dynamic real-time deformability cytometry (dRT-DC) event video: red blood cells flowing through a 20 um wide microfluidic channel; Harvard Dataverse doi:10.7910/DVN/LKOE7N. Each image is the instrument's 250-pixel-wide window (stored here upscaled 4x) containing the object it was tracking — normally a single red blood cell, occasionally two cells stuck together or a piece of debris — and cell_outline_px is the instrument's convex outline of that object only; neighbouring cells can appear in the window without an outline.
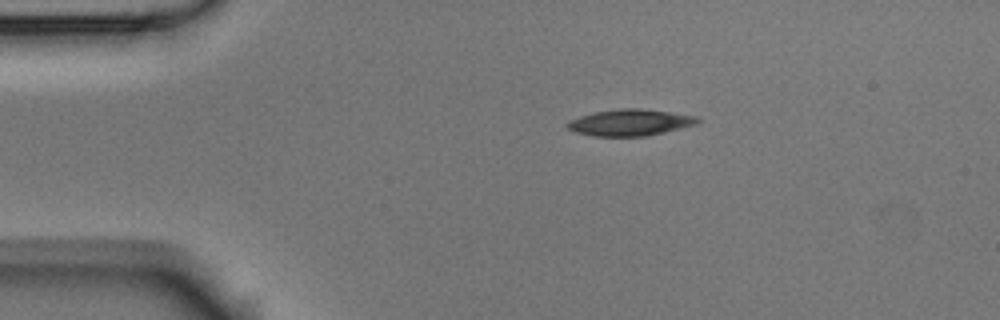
{"species": "Egyptian fruit bat (a non-hibernating species)", "species_latin": "Rousettus aegyptiacus", "temperature_condition": "room temperature", "stored_images_in_passage": 4, "camera_frame_rate_fps": 3000, "um_per_image_px": 0.085, "animal": {"sex": "male"}, "frame": {"image": 1, "passage_image": 1, "time_ms": 0.0, "image_size_px": [1000, 320], "cell_outline_px": [[700, 120], [696, 124], [664, 132], [644, 136], [592, 136], [576, 132], [568, 128], [564, 124], [568, 120], [580, 116], [596, 112], [620, 108], [636, 108], [668, 112], [696, 116]], "centroid_in_image_um": [53.5, 10.42], "position_along_channel_um": 31.5, "area_um2": 19.83}}
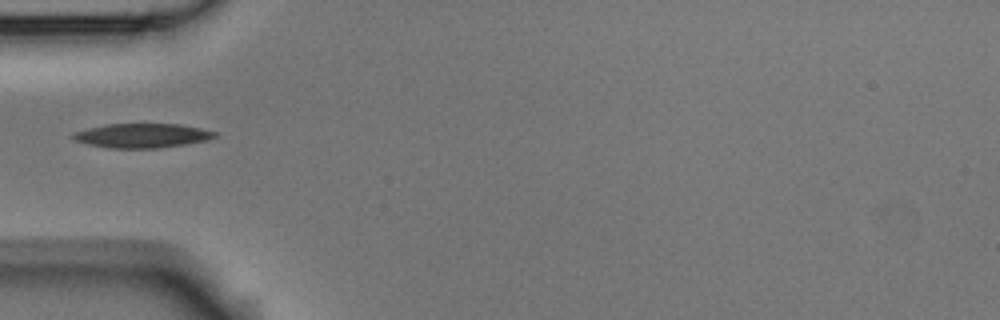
{"frame": {"image": 2, "passage_image": 3, "time_ms": 0.667, "image_size_px": [1000, 320], "cell_outline_px": [[216, 136], [208, 140], [184, 144], [156, 148], [108, 148], [88, 144], [72, 140], [68, 136], [72, 132], [88, 128], [108, 124], [180, 124], [200, 128], [216, 132]], "centroid_in_image_um": [12.0, 11.52], "position_along_channel_um": 73.0, "area_um2": 20.11}}
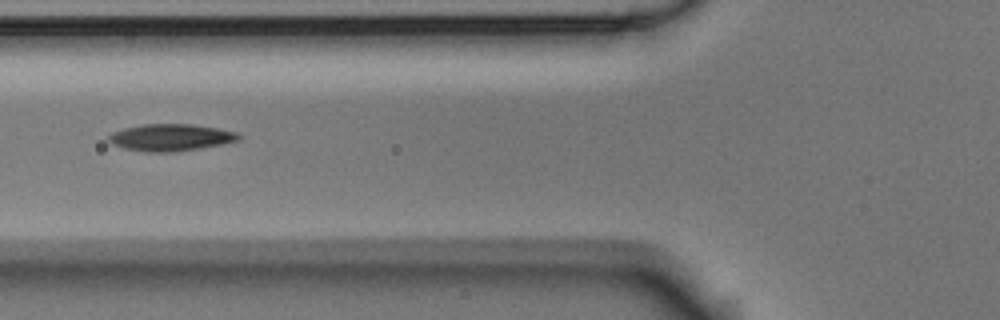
{"frame": {"image": 3, "passage_image": 4, "time_ms": 1.0, "image_size_px": [1000, 320], "cell_outline_px": [[244, 136], [240, 140], [224, 144], [200, 148], [172, 152], [144, 152], [124, 148], [112, 144], [108, 140], [108, 136], [112, 132], [124, 128], [144, 124], [192, 124], [216, 128], [236, 132]], "centroid_in_image_um": [14.53, 11.69], "position_along_channel_um": 111.3, "area_um2": 20.52}}